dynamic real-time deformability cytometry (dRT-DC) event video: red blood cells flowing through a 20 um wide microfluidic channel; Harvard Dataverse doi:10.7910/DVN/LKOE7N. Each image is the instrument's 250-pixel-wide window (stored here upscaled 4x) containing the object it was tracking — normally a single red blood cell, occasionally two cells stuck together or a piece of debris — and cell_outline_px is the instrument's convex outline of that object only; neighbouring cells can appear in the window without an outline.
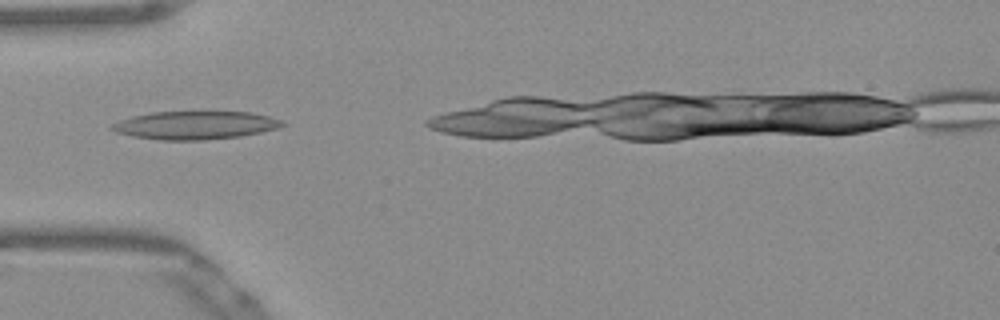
{"species": "Egyptian fruit bat (a non-hibernating species)", "species_latin": "Rousettus aegyptiacus", "temperature_condition": "warm", "stored_images_in_passage": 23, "camera_frame_rate_fps": 3000, "um_per_image_px": 0.085, "frame": {"image": 1, "passage_image": 4, "time_ms": 1.0, "image_size_px": [1000, 320], "cell_outline_px": [[288, 124], [276, 128], [260, 132], [240, 136], [204, 140], [160, 140], [132, 136], [116, 132], [108, 128], [112, 124], [120, 120], [132, 116], [152, 112], [252, 112], [268, 116], [280, 120]], "centroid_in_image_um": [16.56, 10.64], "position_along_channel_um": 68.4, "area_um2": 27.86}}
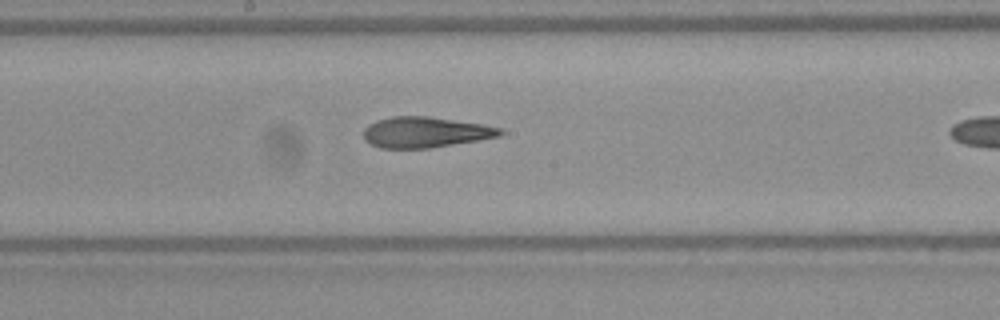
{"frame": {"image": 2, "passage_image": 15, "time_ms": 4.667, "image_size_px": [1000, 320], "cell_outline_px": [[504, 132], [500, 136], [428, 148], [380, 148], [364, 140], [364, 128], [368, 124], [376, 120], [392, 116], [428, 116], [480, 124], [504, 128]], "centroid_in_image_um": [36.12, 11.23], "position_along_channel_um": 212.1, "area_um2": 24.28}}
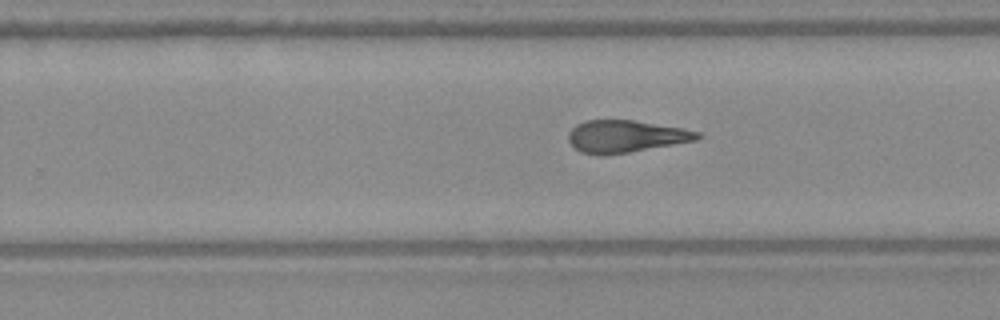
{"frame": {"image": 3, "passage_image": 20, "time_ms": 6.333, "image_size_px": [1000, 320], "cell_outline_px": [[704, 136], [696, 140], [628, 152], [580, 152], [568, 140], [568, 132], [576, 124], [588, 120], [632, 120], [680, 128], [700, 132]], "centroid_in_image_um": [53.21, 11.55], "position_along_channel_um": 276.6, "area_um2": 23.29}}